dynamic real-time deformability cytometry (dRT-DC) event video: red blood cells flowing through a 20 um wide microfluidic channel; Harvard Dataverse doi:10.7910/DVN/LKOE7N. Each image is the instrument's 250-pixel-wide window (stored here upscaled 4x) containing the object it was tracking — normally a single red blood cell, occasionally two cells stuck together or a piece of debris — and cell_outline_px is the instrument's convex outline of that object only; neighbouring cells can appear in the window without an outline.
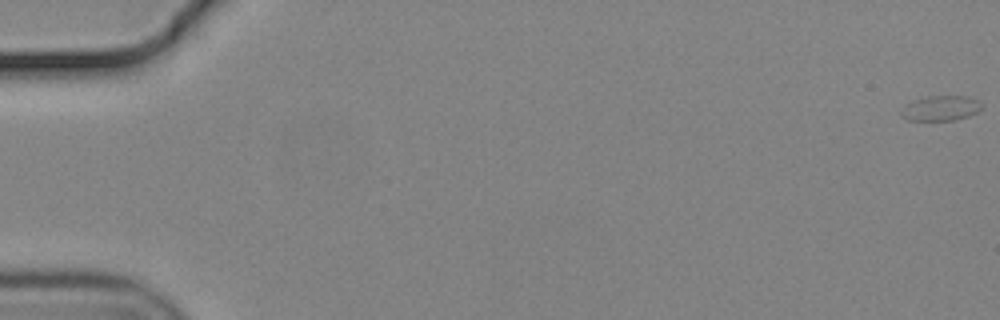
{"species": "common noctule bat (a hibernating species)", "species_latin": "Nyctalus noctula", "temperature_condition": "cold", "stored_images_in_passage": 18, "camera_frame_rate_fps": 3000, "um_per_image_px": 0.085, "animal": {"sex": "male", "body_mass_g": 19.2, "forearm_length_mm": 51.8}, "frame": {"image": 1, "passage_image": 1, "time_ms": 0.0, "image_size_px": [1000, 320], "cell_outline_px": [[984, 104], [976, 112], [968, 116], [956, 120], [908, 120], [900, 116], [900, 108], [912, 100], [928, 96], [968, 96]], "centroid_in_image_um": [79.91, 9.19], "position_along_channel_um": 5.1, "area_um2": 11.85}}
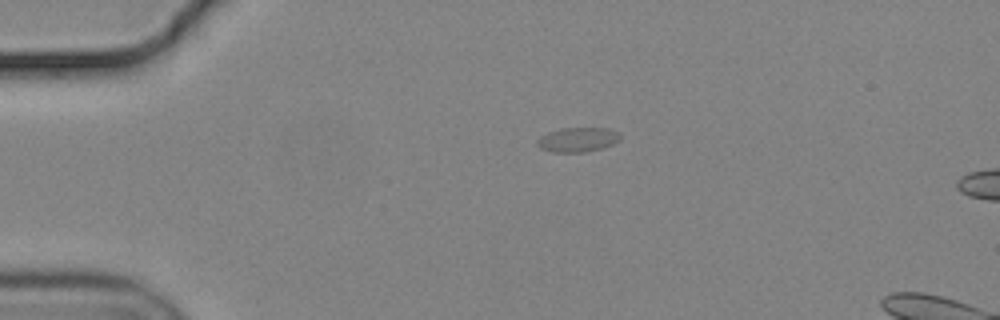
{"frame": {"image": 2, "passage_image": 14, "time_ms": 4.333, "image_size_px": [1000, 320], "cell_outline_px": [[620, 140], [604, 148], [584, 152], [552, 152], [540, 148], [536, 144], [536, 140], [540, 136], [548, 132], [560, 128], [608, 128], [620, 132]], "centroid_in_image_um": [49.1, 11.87], "position_along_channel_um": 35.9, "area_um2": 12.02}}